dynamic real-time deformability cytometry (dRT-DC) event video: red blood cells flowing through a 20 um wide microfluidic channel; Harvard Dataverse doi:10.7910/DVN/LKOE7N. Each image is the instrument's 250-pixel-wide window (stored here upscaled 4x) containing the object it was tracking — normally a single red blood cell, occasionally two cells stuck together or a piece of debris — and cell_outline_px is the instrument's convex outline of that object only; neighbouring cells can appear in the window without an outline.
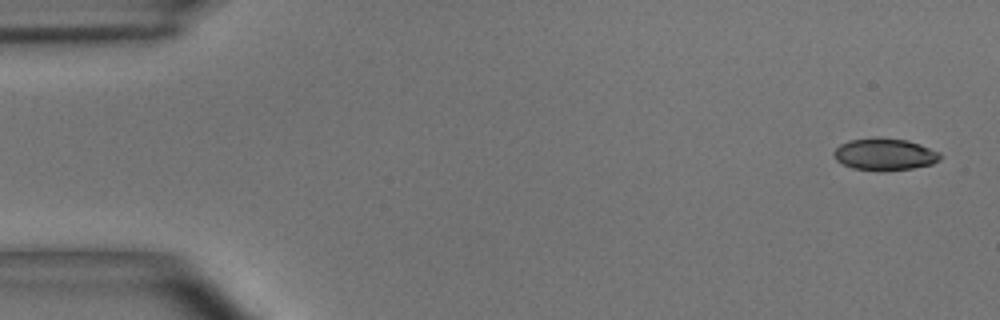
{"species": "common noctule bat (a hibernating species)", "species_latin": "Nyctalus noctula", "temperature_condition": "room temperature", "stored_images_in_passage": 4, "camera_frame_rate_fps": 3000, "um_per_image_px": 0.085, "animal": {"sex": "male", "body_mass_g": 15.6}, "frame": {"image": 1, "passage_image": 1, "time_ms": 0.0, "image_size_px": [1000, 320], "cell_outline_px": [[940, 160], [932, 164], [912, 168], [852, 168], [836, 160], [832, 152], [840, 144], [848, 140], [876, 136], [908, 140], [920, 144], [940, 152]], "centroid_in_image_um": [75.19, 13.05], "position_along_channel_um": 9.8, "area_um2": 19.36}}
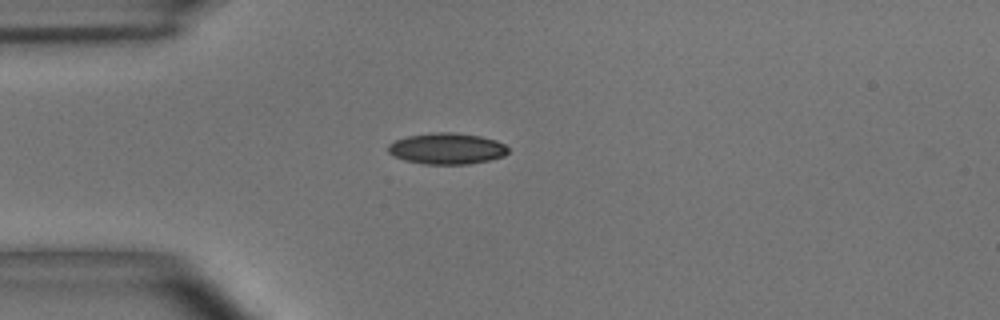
{"frame": {"image": 2, "passage_image": 4, "time_ms": 1.0, "image_size_px": [1000, 320], "cell_outline_px": [[508, 152], [504, 156], [488, 160], [468, 164], [424, 164], [404, 160], [392, 156], [388, 152], [388, 144], [396, 140], [408, 136], [432, 132], [452, 132], [480, 136], [496, 140], [504, 144], [508, 148]], "centroid_in_image_um": [37.96, 12.63], "position_along_channel_um": 47.0, "area_um2": 21.85}}